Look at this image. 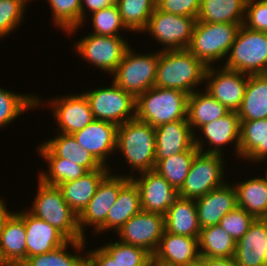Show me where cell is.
<instances>
[{
	"instance_id": "17",
	"label": "cell",
	"mask_w": 267,
	"mask_h": 266,
	"mask_svg": "<svg viewBox=\"0 0 267 266\" xmlns=\"http://www.w3.org/2000/svg\"><path fill=\"white\" fill-rule=\"evenodd\" d=\"M50 100V101H49ZM46 107L52 109L58 124V133L72 135L89 125L94 119L89 102L83 93L68 94L49 99Z\"/></svg>"
},
{
	"instance_id": "23",
	"label": "cell",
	"mask_w": 267,
	"mask_h": 266,
	"mask_svg": "<svg viewBox=\"0 0 267 266\" xmlns=\"http://www.w3.org/2000/svg\"><path fill=\"white\" fill-rule=\"evenodd\" d=\"M153 258L175 266L196 262L200 259L198 238L175 235L164 230Z\"/></svg>"
},
{
	"instance_id": "44",
	"label": "cell",
	"mask_w": 267,
	"mask_h": 266,
	"mask_svg": "<svg viewBox=\"0 0 267 266\" xmlns=\"http://www.w3.org/2000/svg\"><path fill=\"white\" fill-rule=\"evenodd\" d=\"M255 219L253 215L237 206L235 209L228 212L220 220L218 225L237 242L249 230L250 225Z\"/></svg>"
},
{
	"instance_id": "4",
	"label": "cell",
	"mask_w": 267,
	"mask_h": 266,
	"mask_svg": "<svg viewBox=\"0 0 267 266\" xmlns=\"http://www.w3.org/2000/svg\"><path fill=\"white\" fill-rule=\"evenodd\" d=\"M37 186V194L28 211L55 227L69 241L85 240L78 226V216L64 200L60 189L40 179Z\"/></svg>"
},
{
	"instance_id": "53",
	"label": "cell",
	"mask_w": 267,
	"mask_h": 266,
	"mask_svg": "<svg viewBox=\"0 0 267 266\" xmlns=\"http://www.w3.org/2000/svg\"><path fill=\"white\" fill-rule=\"evenodd\" d=\"M186 266H204V265L203 262L199 259L198 261L188 264Z\"/></svg>"
},
{
	"instance_id": "40",
	"label": "cell",
	"mask_w": 267,
	"mask_h": 266,
	"mask_svg": "<svg viewBox=\"0 0 267 266\" xmlns=\"http://www.w3.org/2000/svg\"><path fill=\"white\" fill-rule=\"evenodd\" d=\"M53 25L66 34H74L81 27V0H48Z\"/></svg>"
},
{
	"instance_id": "46",
	"label": "cell",
	"mask_w": 267,
	"mask_h": 266,
	"mask_svg": "<svg viewBox=\"0 0 267 266\" xmlns=\"http://www.w3.org/2000/svg\"><path fill=\"white\" fill-rule=\"evenodd\" d=\"M201 0H157L156 7L166 13L197 19Z\"/></svg>"
},
{
	"instance_id": "11",
	"label": "cell",
	"mask_w": 267,
	"mask_h": 266,
	"mask_svg": "<svg viewBox=\"0 0 267 266\" xmlns=\"http://www.w3.org/2000/svg\"><path fill=\"white\" fill-rule=\"evenodd\" d=\"M129 47L128 41L123 37L99 36L92 33L74 44V50L81 58L100 71L110 73V76L116 71Z\"/></svg>"
},
{
	"instance_id": "30",
	"label": "cell",
	"mask_w": 267,
	"mask_h": 266,
	"mask_svg": "<svg viewBox=\"0 0 267 266\" xmlns=\"http://www.w3.org/2000/svg\"><path fill=\"white\" fill-rule=\"evenodd\" d=\"M237 205L256 219L267 218V171L265 177L245 179L234 185Z\"/></svg>"
},
{
	"instance_id": "47",
	"label": "cell",
	"mask_w": 267,
	"mask_h": 266,
	"mask_svg": "<svg viewBox=\"0 0 267 266\" xmlns=\"http://www.w3.org/2000/svg\"><path fill=\"white\" fill-rule=\"evenodd\" d=\"M87 266H120L101 246L86 252Z\"/></svg>"
},
{
	"instance_id": "13",
	"label": "cell",
	"mask_w": 267,
	"mask_h": 266,
	"mask_svg": "<svg viewBox=\"0 0 267 266\" xmlns=\"http://www.w3.org/2000/svg\"><path fill=\"white\" fill-rule=\"evenodd\" d=\"M217 65L208 66L205 73V91L229 111H238L248 82V74Z\"/></svg>"
},
{
	"instance_id": "41",
	"label": "cell",
	"mask_w": 267,
	"mask_h": 266,
	"mask_svg": "<svg viewBox=\"0 0 267 266\" xmlns=\"http://www.w3.org/2000/svg\"><path fill=\"white\" fill-rule=\"evenodd\" d=\"M102 248L120 266H150L152 255L143 248L121 241H111L103 244Z\"/></svg>"
},
{
	"instance_id": "16",
	"label": "cell",
	"mask_w": 267,
	"mask_h": 266,
	"mask_svg": "<svg viewBox=\"0 0 267 266\" xmlns=\"http://www.w3.org/2000/svg\"><path fill=\"white\" fill-rule=\"evenodd\" d=\"M130 178L138 187L141 210L165 215L180 198L179 189L173 188L155 170L145 171Z\"/></svg>"
},
{
	"instance_id": "6",
	"label": "cell",
	"mask_w": 267,
	"mask_h": 266,
	"mask_svg": "<svg viewBox=\"0 0 267 266\" xmlns=\"http://www.w3.org/2000/svg\"><path fill=\"white\" fill-rule=\"evenodd\" d=\"M223 67L248 75L267 74V33L241 25Z\"/></svg>"
},
{
	"instance_id": "45",
	"label": "cell",
	"mask_w": 267,
	"mask_h": 266,
	"mask_svg": "<svg viewBox=\"0 0 267 266\" xmlns=\"http://www.w3.org/2000/svg\"><path fill=\"white\" fill-rule=\"evenodd\" d=\"M243 26L267 33V0H247Z\"/></svg>"
},
{
	"instance_id": "27",
	"label": "cell",
	"mask_w": 267,
	"mask_h": 266,
	"mask_svg": "<svg viewBox=\"0 0 267 266\" xmlns=\"http://www.w3.org/2000/svg\"><path fill=\"white\" fill-rule=\"evenodd\" d=\"M239 158L250 163L267 159V119L240 120Z\"/></svg>"
},
{
	"instance_id": "52",
	"label": "cell",
	"mask_w": 267,
	"mask_h": 266,
	"mask_svg": "<svg viewBox=\"0 0 267 266\" xmlns=\"http://www.w3.org/2000/svg\"><path fill=\"white\" fill-rule=\"evenodd\" d=\"M0 266H11L4 258L1 247H0Z\"/></svg>"
},
{
	"instance_id": "50",
	"label": "cell",
	"mask_w": 267,
	"mask_h": 266,
	"mask_svg": "<svg viewBox=\"0 0 267 266\" xmlns=\"http://www.w3.org/2000/svg\"><path fill=\"white\" fill-rule=\"evenodd\" d=\"M7 206L6 200L4 201L3 198H0V237L6 220L13 213V211H9V209H7Z\"/></svg>"
},
{
	"instance_id": "5",
	"label": "cell",
	"mask_w": 267,
	"mask_h": 266,
	"mask_svg": "<svg viewBox=\"0 0 267 266\" xmlns=\"http://www.w3.org/2000/svg\"><path fill=\"white\" fill-rule=\"evenodd\" d=\"M241 25L197 21L187 49L207 67L213 66L226 59Z\"/></svg>"
},
{
	"instance_id": "24",
	"label": "cell",
	"mask_w": 267,
	"mask_h": 266,
	"mask_svg": "<svg viewBox=\"0 0 267 266\" xmlns=\"http://www.w3.org/2000/svg\"><path fill=\"white\" fill-rule=\"evenodd\" d=\"M112 171L102 166L100 169L87 172L76 180L64 182L57 187L69 207L79 216L94 196L98 185Z\"/></svg>"
},
{
	"instance_id": "21",
	"label": "cell",
	"mask_w": 267,
	"mask_h": 266,
	"mask_svg": "<svg viewBox=\"0 0 267 266\" xmlns=\"http://www.w3.org/2000/svg\"><path fill=\"white\" fill-rule=\"evenodd\" d=\"M27 258L49 253L62 247L69 240L48 222L24 210Z\"/></svg>"
},
{
	"instance_id": "15",
	"label": "cell",
	"mask_w": 267,
	"mask_h": 266,
	"mask_svg": "<svg viewBox=\"0 0 267 266\" xmlns=\"http://www.w3.org/2000/svg\"><path fill=\"white\" fill-rule=\"evenodd\" d=\"M165 230L164 215L140 211L131 217L116 233L119 241L140 247L152 256Z\"/></svg>"
},
{
	"instance_id": "25",
	"label": "cell",
	"mask_w": 267,
	"mask_h": 266,
	"mask_svg": "<svg viewBox=\"0 0 267 266\" xmlns=\"http://www.w3.org/2000/svg\"><path fill=\"white\" fill-rule=\"evenodd\" d=\"M26 229L24 210L14 211L6 220L1 237L0 247L4 258L11 266H20L27 259Z\"/></svg>"
},
{
	"instance_id": "33",
	"label": "cell",
	"mask_w": 267,
	"mask_h": 266,
	"mask_svg": "<svg viewBox=\"0 0 267 266\" xmlns=\"http://www.w3.org/2000/svg\"><path fill=\"white\" fill-rule=\"evenodd\" d=\"M247 0H201L197 21L243 24Z\"/></svg>"
},
{
	"instance_id": "9",
	"label": "cell",
	"mask_w": 267,
	"mask_h": 266,
	"mask_svg": "<svg viewBox=\"0 0 267 266\" xmlns=\"http://www.w3.org/2000/svg\"><path fill=\"white\" fill-rule=\"evenodd\" d=\"M224 156L198 152L191 163L185 182L179 190L181 198L196 199L224 185L227 181L224 178V165H226Z\"/></svg>"
},
{
	"instance_id": "43",
	"label": "cell",
	"mask_w": 267,
	"mask_h": 266,
	"mask_svg": "<svg viewBox=\"0 0 267 266\" xmlns=\"http://www.w3.org/2000/svg\"><path fill=\"white\" fill-rule=\"evenodd\" d=\"M33 0H0V38H7L23 22L27 3Z\"/></svg>"
},
{
	"instance_id": "38",
	"label": "cell",
	"mask_w": 267,
	"mask_h": 266,
	"mask_svg": "<svg viewBox=\"0 0 267 266\" xmlns=\"http://www.w3.org/2000/svg\"><path fill=\"white\" fill-rule=\"evenodd\" d=\"M198 152L199 150L194 145L188 151L159 160L155 164L154 170L163 176L173 188L180 190L189 173L191 163Z\"/></svg>"
},
{
	"instance_id": "19",
	"label": "cell",
	"mask_w": 267,
	"mask_h": 266,
	"mask_svg": "<svg viewBox=\"0 0 267 266\" xmlns=\"http://www.w3.org/2000/svg\"><path fill=\"white\" fill-rule=\"evenodd\" d=\"M228 183L195 199L201 229L218 225L228 212L238 206L235 187Z\"/></svg>"
},
{
	"instance_id": "49",
	"label": "cell",
	"mask_w": 267,
	"mask_h": 266,
	"mask_svg": "<svg viewBox=\"0 0 267 266\" xmlns=\"http://www.w3.org/2000/svg\"><path fill=\"white\" fill-rule=\"evenodd\" d=\"M204 266H238L234 257L218 258V257H200Z\"/></svg>"
},
{
	"instance_id": "36",
	"label": "cell",
	"mask_w": 267,
	"mask_h": 266,
	"mask_svg": "<svg viewBox=\"0 0 267 266\" xmlns=\"http://www.w3.org/2000/svg\"><path fill=\"white\" fill-rule=\"evenodd\" d=\"M198 244L200 257L232 258L235 255L236 241L219 225L202 228Z\"/></svg>"
},
{
	"instance_id": "34",
	"label": "cell",
	"mask_w": 267,
	"mask_h": 266,
	"mask_svg": "<svg viewBox=\"0 0 267 266\" xmlns=\"http://www.w3.org/2000/svg\"><path fill=\"white\" fill-rule=\"evenodd\" d=\"M43 143L59 158L81 165L88 171L100 169L102 165L75 140L72 135L57 133Z\"/></svg>"
},
{
	"instance_id": "3",
	"label": "cell",
	"mask_w": 267,
	"mask_h": 266,
	"mask_svg": "<svg viewBox=\"0 0 267 266\" xmlns=\"http://www.w3.org/2000/svg\"><path fill=\"white\" fill-rule=\"evenodd\" d=\"M189 94L176 89L152 87L136 97L135 118L154 128L187 118Z\"/></svg>"
},
{
	"instance_id": "12",
	"label": "cell",
	"mask_w": 267,
	"mask_h": 266,
	"mask_svg": "<svg viewBox=\"0 0 267 266\" xmlns=\"http://www.w3.org/2000/svg\"><path fill=\"white\" fill-rule=\"evenodd\" d=\"M130 180L124 174L110 172L98 185L94 196L87 207L78 216V226L81 234L85 237L86 226L93 227L95 233L105 222L108 211L117 200L120 189Z\"/></svg>"
},
{
	"instance_id": "7",
	"label": "cell",
	"mask_w": 267,
	"mask_h": 266,
	"mask_svg": "<svg viewBox=\"0 0 267 266\" xmlns=\"http://www.w3.org/2000/svg\"><path fill=\"white\" fill-rule=\"evenodd\" d=\"M131 46L127 49L116 71L111 75L112 81L135 98L154 87L156 81L159 50L146 53L133 52Z\"/></svg>"
},
{
	"instance_id": "8",
	"label": "cell",
	"mask_w": 267,
	"mask_h": 266,
	"mask_svg": "<svg viewBox=\"0 0 267 266\" xmlns=\"http://www.w3.org/2000/svg\"><path fill=\"white\" fill-rule=\"evenodd\" d=\"M93 117L117 126L135 119L136 98L118 87L113 81L110 87H101L83 92Z\"/></svg>"
},
{
	"instance_id": "35",
	"label": "cell",
	"mask_w": 267,
	"mask_h": 266,
	"mask_svg": "<svg viewBox=\"0 0 267 266\" xmlns=\"http://www.w3.org/2000/svg\"><path fill=\"white\" fill-rule=\"evenodd\" d=\"M86 240L68 241L52 252L27 258L20 266H87V255H80ZM71 245V246H70ZM74 249V254L68 248Z\"/></svg>"
},
{
	"instance_id": "29",
	"label": "cell",
	"mask_w": 267,
	"mask_h": 266,
	"mask_svg": "<svg viewBox=\"0 0 267 266\" xmlns=\"http://www.w3.org/2000/svg\"><path fill=\"white\" fill-rule=\"evenodd\" d=\"M37 152L48 164V171L42 170L38 176V179L47 185L58 186L64 182L76 180L89 172L79 164L57 157L43 141L38 145Z\"/></svg>"
},
{
	"instance_id": "48",
	"label": "cell",
	"mask_w": 267,
	"mask_h": 266,
	"mask_svg": "<svg viewBox=\"0 0 267 266\" xmlns=\"http://www.w3.org/2000/svg\"><path fill=\"white\" fill-rule=\"evenodd\" d=\"M116 4V0H81V27L87 20L86 13L99 11L103 8L110 7ZM87 9V10H86Z\"/></svg>"
},
{
	"instance_id": "28",
	"label": "cell",
	"mask_w": 267,
	"mask_h": 266,
	"mask_svg": "<svg viewBox=\"0 0 267 266\" xmlns=\"http://www.w3.org/2000/svg\"><path fill=\"white\" fill-rule=\"evenodd\" d=\"M165 231L175 235L199 238L195 199L180 198L164 215Z\"/></svg>"
},
{
	"instance_id": "2",
	"label": "cell",
	"mask_w": 267,
	"mask_h": 266,
	"mask_svg": "<svg viewBox=\"0 0 267 266\" xmlns=\"http://www.w3.org/2000/svg\"><path fill=\"white\" fill-rule=\"evenodd\" d=\"M116 151L122 153L132 171L138 173L154 170L156 153L155 129L138 119L129 120L117 128Z\"/></svg>"
},
{
	"instance_id": "14",
	"label": "cell",
	"mask_w": 267,
	"mask_h": 266,
	"mask_svg": "<svg viewBox=\"0 0 267 266\" xmlns=\"http://www.w3.org/2000/svg\"><path fill=\"white\" fill-rule=\"evenodd\" d=\"M240 128L241 121L236 111H230L222 118L209 122L201 126L198 130L197 136L194 134V145L202 153L221 154L225 155L222 151L225 146L235 143V157L239 158V142H240ZM203 135V136H202ZM201 137V138H200ZM209 145L205 149V142ZM204 147V148H203Z\"/></svg>"
},
{
	"instance_id": "39",
	"label": "cell",
	"mask_w": 267,
	"mask_h": 266,
	"mask_svg": "<svg viewBox=\"0 0 267 266\" xmlns=\"http://www.w3.org/2000/svg\"><path fill=\"white\" fill-rule=\"evenodd\" d=\"M157 0H116L122 22L129 31L139 32L146 28L147 23L156 9Z\"/></svg>"
},
{
	"instance_id": "51",
	"label": "cell",
	"mask_w": 267,
	"mask_h": 266,
	"mask_svg": "<svg viewBox=\"0 0 267 266\" xmlns=\"http://www.w3.org/2000/svg\"><path fill=\"white\" fill-rule=\"evenodd\" d=\"M150 266H175V265H170V264L163 263L161 261H157L152 257Z\"/></svg>"
},
{
	"instance_id": "10",
	"label": "cell",
	"mask_w": 267,
	"mask_h": 266,
	"mask_svg": "<svg viewBox=\"0 0 267 266\" xmlns=\"http://www.w3.org/2000/svg\"><path fill=\"white\" fill-rule=\"evenodd\" d=\"M196 22V18L166 13L156 7L142 33H149L163 44L160 51L187 49Z\"/></svg>"
},
{
	"instance_id": "42",
	"label": "cell",
	"mask_w": 267,
	"mask_h": 266,
	"mask_svg": "<svg viewBox=\"0 0 267 266\" xmlns=\"http://www.w3.org/2000/svg\"><path fill=\"white\" fill-rule=\"evenodd\" d=\"M92 34L122 37L120 31H129L122 22L117 4L91 13Z\"/></svg>"
},
{
	"instance_id": "20",
	"label": "cell",
	"mask_w": 267,
	"mask_h": 266,
	"mask_svg": "<svg viewBox=\"0 0 267 266\" xmlns=\"http://www.w3.org/2000/svg\"><path fill=\"white\" fill-rule=\"evenodd\" d=\"M234 259L238 266H267V218L255 219L236 242Z\"/></svg>"
},
{
	"instance_id": "37",
	"label": "cell",
	"mask_w": 267,
	"mask_h": 266,
	"mask_svg": "<svg viewBox=\"0 0 267 266\" xmlns=\"http://www.w3.org/2000/svg\"><path fill=\"white\" fill-rule=\"evenodd\" d=\"M34 94L15 93L13 90L0 88V129L11 124L24 111L34 110L44 105L43 99ZM43 103V104H42Z\"/></svg>"
},
{
	"instance_id": "31",
	"label": "cell",
	"mask_w": 267,
	"mask_h": 266,
	"mask_svg": "<svg viewBox=\"0 0 267 266\" xmlns=\"http://www.w3.org/2000/svg\"><path fill=\"white\" fill-rule=\"evenodd\" d=\"M229 112L224 105L204 89H201V92L198 89L188 96L187 121L194 134H197L196 131L204 124L222 118Z\"/></svg>"
},
{
	"instance_id": "26",
	"label": "cell",
	"mask_w": 267,
	"mask_h": 266,
	"mask_svg": "<svg viewBox=\"0 0 267 266\" xmlns=\"http://www.w3.org/2000/svg\"><path fill=\"white\" fill-rule=\"evenodd\" d=\"M141 211L140 194L136 184L130 179L119 191L117 200L107 213L106 222L95 232H104L119 229L135 214ZM104 231V232H103Z\"/></svg>"
},
{
	"instance_id": "18",
	"label": "cell",
	"mask_w": 267,
	"mask_h": 266,
	"mask_svg": "<svg viewBox=\"0 0 267 266\" xmlns=\"http://www.w3.org/2000/svg\"><path fill=\"white\" fill-rule=\"evenodd\" d=\"M117 128L116 124L95 119L72 136L102 166L110 167L106 163L108 157L116 153Z\"/></svg>"
},
{
	"instance_id": "1",
	"label": "cell",
	"mask_w": 267,
	"mask_h": 266,
	"mask_svg": "<svg viewBox=\"0 0 267 266\" xmlns=\"http://www.w3.org/2000/svg\"><path fill=\"white\" fill-rule=\"evenodd\" d=\"M207 66L188 49L159 51L155 87L180 90L187 94L205 83Z\"/></svg>"
},
{
	"instance_id": "32",
	"label": "cell",
	"mask_w": 267,
	"mask_h": 266,
	"mask_svg": "<svg viewBox=\"0 0 267 266\" xmlns=\"http://www.w3.org/2000/svg\"><path fill=\"white\" fill-rule=\"evenodd\" d=\"M240 120L267 119V74L248 75L240 109Z\"/></svg>"
},
{
	"instance_id": "22",
	"label": "cell",
	"mask_w": 267,
	"mask_h": 266,
	"mask_svg": "<svg viewBox=\"0 0 267 266\" xmlns=\"http://www.w3.org/2000/svg\"><path fill=\"white\" fill-rule=\"evenodd\" d=\"M155 129V164L164 158L188 151L194 146V133L187 118L162 124Z\"/></svg>"
}]
</instances>
